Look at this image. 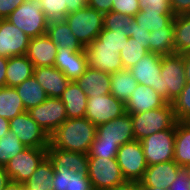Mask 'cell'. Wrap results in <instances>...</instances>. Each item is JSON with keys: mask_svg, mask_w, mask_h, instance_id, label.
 Wrapping results in <instances>:
<instances>
[{"mask_svg": "<svg viewBox=\"0 0 190 190\" xmlns=\"http://www.w3.org/2000/svg\"><path fill=\"white\" fill-rule=\"evenodd\" d=\"M173 12L139 11L131 24L130 37L149 52L160 55L175 53Z\"/></svg>", "mask_w": 190, "mask_h": 190, "instance_id": "6da1fadb", "label": "cell"}, {"mask_svg": "<svg viewBox=\"0 0 190 190\" xmlns=\"http://www.w3.org/2000/svg\"><path fill=\"white\" fill-rule=\"evenodd\" d=\"M97 127L86 117L67 119L51 135L49 147L88 154Z\"/></svg>", "mask_w": 190, "mask_h": 190, "instance_id": "7a4b0ae2", "label": "cell"}, {"mask_svg": "<svg viewBox=\"0 0 190 190\" xmlns=\"http://www.w3.org/2000/svg\"><path fill=\"white\" fill-rule=\"evenodd\" d=\"M135 140L141 141L156 132L172 128L176 123L173 106L166 105L131 115Z\"/></svg>", "mask_w": 190, "mask_h": 190, "instance_id": "3957f363", "label": "cell"}, {"mask_svg": "<svg viewBox=\"0 0 190 190\" xmlns=\"http://www.w3.org/2000/svg\"><path fill=\"white\" fill-rule=\"evenodd\" d=\"M160 75L159 94L171 103L187 83L183 54L162 55Z\"/></svg>", "mask_w": 190, "mask_h": 190, "instance_id": "277c9868", "label": "cell"}, {"mask_svg": "<svg viewBox=\"0 0 190 190\" xmlns=\"http://www.w3.org/2000/svg\"><path fill=\"white\" fill-rule=\"evenodd\" d=\"M6 20L30 38L47 34L49 20L41 9L40 0H26Z\"/></svg>", "mask_w": 190, "mask_h": 190, "instance_id": "5b68a950", "label": "cell"}, {"mask_svg": "<svg viewBox=\"0 0 190 190\" xmlns=\"http://www.w3.org/2000/svg\"><path fill=\"white\" fill-rule=\"evenodd\" d=\"M64 20L84 48L103 30V14L89 6L66 15Z\"/></svg>", "mask_w": 190, "mask_h": 190, "instance_id": "8992f818", "label": "cell"}, {"mask_svg": "<svg viewBox=\"0 0 190 190\" xmlns=\"http://www.w3.org/2000/svg\"><path fill=\"white\" fill-rule=\"evenodd\" d=\"M88 177L93 190H106L126 182L116 158H91L88 155Z\"/></svg>", "mask_w": 190, "mask_h": 190, "instance_id": "52a82bcc", "label": "cell"}, {"mask_svg": "<svg viewBox=\"0 0 190 190\" xmlns=\"http://www.w3.org/2000/svg\"><path fill=\"white\" fill-rule=\"evenodd\" d=\"M176 124L141 140L147 166L174 160Z\"/></svg>", "mask_w": 190, "mask_h": 190, "instance_id": "ba28073f", "label": "cell"}, {"mask_svg": "<svg viewBox=\"0 0 190 190\" xmlns=\"http://www.w3.org/2000/svg\"><path fill=\"white\" fill-rule=\"evenodd\" d=\"M10 131L25 147L47 149L50 135L45 132L30 116L28 111L9 120Z\"/></svg>", "mask_w": 190, "mask_h": 190, "instance_id": "9c48e42d", "label": "cell"}, {"mask_svg": "<svg viewBox=\"0 0 190 190\" xmlns=\"http://www.w3.org/2000/svg\"><path fill=\"white\" fill-rule=\"evenodd\" d=\"M117 162L126 181L139 182L147 169L141 142L133 140L119 147Z\"/></svg>", "mask_w": 190, "mask_h": 190, "instance_id": "30bf717a", "label": "cell"}, {"mask_svg": "<svg viewBox=\"0 0 190 190\" xmlns=\"http://www.w3.org/2000/svg\"><path fill=\"white\" fill-rule=\"evenodd\" d=\"M46 156L47 149L26 147L7 163L5 170L12 182L24 184Z\"/></svg>", "mask_w": 190, "mask_h": 190, "instance_id": "8fae6325", "label": "cell"}, {"mask_svg": "<svg viewBox=\"0 0 190 190\" xmlns=\"http://www.w3.org/2000/svg\"><path fill=\"white\" fill-rule=\"evenodd\" d=\"M124 113H126L125 104L111 93L91 96L87 99L85 117L96 127L120 117Z\"/></svg>", "mask_w": 190, "mask_h": 190, "instance_id": "7c38bea8", "label": "cell"}, {"mask_svg": "<svg viewBox=\"0 0 190 190\" xmlns=\"http://www.w3.org/2000/svg\"><path fill=\"white\" fill-rule=\"evenodd\" d=\"M32 119L51 135L67 119L64 103L60 98L48 97L43 103L28 110Z\"/></svg>", "mask_w": 190, "mask_h": 190, "instance_id": "4fadbf2b", "label": "cell"}, {"mask_svg": "<svg viewBox=\"0 0 190 190\" xmlns=\"http://www.w3.org/2000/svg\"><path fill=\"white\" fill-rule=\"evenodd\" d=\"M30 37L6 19H0V56L26 55Z\"/></svg>", "mask_w": 190, "mask_h": 190, "instance_id": "5bb4252c", "label": "cell"}, {"mask_svg": "<svg viewBox=\"0 0 190 190\" xmlns=\"http://www.w3.org/2000/svg\"><path fill=\"white\" fill-rule=\"evenodd\" d=\"M94 140L114 142L119 147L135 140L131 115L126 112L120 117L97 126Z\"/></svg>", "mask_w": 190, "mask_h": 190, "instance_id": "9a60e30c", "label": "cell"}, {"mask_svg": "<svg viewBox=\"0 0 190 190\" xmlns=\"http://www.w3.org/2000/svg\"><path fill=\"white\" fill-rule=\"evenodd\" d=\"M161 56L154 52H148L135 65L128 70L134 76L138 84L152 87L159 94V82L162 78Z\"/></svg>", "mask_w": 190, "mask_h": 190, "instance_id": "2e32d148", "label": "cell"}, {"mask_svg": "<svg viewBox=\"0 0 190 190\" xmlns=\"http://www.w3.org/2000/svg\"><path fill=\"white\" fill-rule=\"evenodd\" d=\"M54 66L70 80L76 81L86 71L88 59L85 51L57 48Z\"/></svg>", "mask_w": 190, "mask_h": 190, "instance_id": "e0dca14e", "label": "cell"}, {"mask_svg": "<svg viewBox=\"0 0 190 190\" xmlns=\"http://www.w3.org/2000/svg\"><path fill=\"white\" fill-rule=\"evenodd\" d=\"M167 103L168 101L154 91L152 87L138 84L125 104V111L128 114L133 115L160 108Z\"/></svg>", "mask_w": 190, "mask_h": 190, "instance_id": "ac0fdd59", "label": "cell"}, {"mask_svg": "<svg viewBox=\"0 0 190 190\" xmlns=\"http://www.w3.org/2000/svg\"><path fill=\"white\" fill-rule=\"evenodd\" d=\"M180 168L174 160L147 166L142 179L139 181L140 186L168 190Z\"/></svg>", "mask_w": 190, "mask_h": 190, "instance_id": "d6986e66", "label": "cell"}, {"mask_svg": "<svg viewBox=\"0 0 190 190\" xmlns=\"http://www.w3.org/2000/svg\"><path fill=\"white\" fill-rule=\"evenodd\" d=\"M85 52L89 67L110 74L124 69L119 50L109 47L86 46Z\"/></svg>", "mask_w": 190, "mask_h": 190, "instance_id": "ffe728a7", "label": "cell"}, {"mask_svg": "<svg viewBox=\"0 0 190 190\" xmlns=\"http://www.w3.org/2000/svg\"><path fill=\"white\" fill-rule=\"evenodd\" d=\"M33 76L42 86L46 95L51 98H60L70 80L55 66L34 68Z\"/></svg>", "mask_w": 190, "mask_h": 190, "instance_id": "44dd1931", "label": "cell"}, {"mask_svg": "<svg viewBox=\"0 0 190 190\" xmlns=\"http://www.w3.org/2000/svg\"><path fill=\"white\" fill-rule=\"evenodd\" d=\"M56 51L57 45L47 34H44L30 38L26 56L32 62L34 68L54 66Z\"/></svg>", "mask_w": 190, "mask_h": 190, "instance_id": "7402d4cb", "label": "cell"}, {"mask_svg": "<svg viewBox=\"0 0 190 190\" xmlns=\"http://www.w3.org/2000/svg\"><path fill=\"white\" fill-rule=\"evenodd\" d=\"M76 82L87 97L110 94L111 74L96 68L88 66Z\"/></svg>", "mask_w": 190, "mask_h": 190, "instance_id": "603a6c76", "label": "cell"}, {"mask_svg": "<svg viewBox=\"0 0 190 190\" xmlns=\"http://www.w3.org/2000/svg\"><path fill=\"white\" fill-rule=\"evenodd\" d=\"M47 157L53 166H62L75 173L88 174V154L48 147Z\"/></svg>", "mask_w": 190, "mask_h": 190, "instance_id": "cb8c5ba5", "label": "cell"}, {"mask_svg": "<svg viewBox=\"0 0 190 190\" xmlns=\"http://www.w3.org/2000/svg\"><path fill=\"white\" fill-rule=\"evenodd\" d=\"M53 190H93L88 174H80L62 166H53Z\"/></svg>", "mask_w": 190, "mask_h": 190, "instance_id": "d4e9b609", "label": "cell"}, {"mask_svg": "<svg viewBox=\"0 0 190 190\" xmlns=\"http://www.w3.org/2000/svg\"><path fill=\"white\" fill-rule=\"evenodd\" d=\"M87 99L76 81H70L60 100L64 103L68 119L84 118L86 114Z\"/></svg>", "mask_w": 190, "mask_h": 190, "instance_id": "484cf974", "label": "cell"}, {"mask_svg": "<svg viewBox=\"0 0 190 190\" xmlns=\"http://www.w3.org/2000/svg\"><path fill=\"white\" fill-rule=\"evenodd\" d=\"M47 35L57 45V48L63 47L74 51H85V48L76 39L64 19L49 20Z\"/></svg>", "mask_w": 190, "mask_h": 190, "instance_id": "4316f807", "label": "cell"}, {"mask_svg": "<svg viewBox=\"0 0 190 190\" xmlns=\"http://www.w3.org/2000/svg\"><path fill=\"white\" fill-rule=\"evenodd\" d=\"M34 74V65L26 55L8 58L6 87H16Z\"/></svg>", "mask_w": 190, "mask_h": 190, "instance_id": "83f0119b", "label": "cell"}, {"mask_svg": "<svg viewBox=\"0 0 190 190\" xmlns=\"http://www.w3.org/2000/svg\"><path fill=\"white\" fill-rule=\"evenodd\" d=\"M174 161L184 168L190 164V122L176 123Z\"/></svg>", "mask_w": 190, "mask_h": 190, "instance_id": "f1b7e54d", "label": "cell"}, {"mask_svg": "<svg viewBox=\"0 0 190 190\" xmlns=\"http://www.w3.org/2000/svg\"><path fill=\"white\" fill-rule=\"evenodd\" d=\"M110 93L126 104L131 94L136 89L138 82L128 69L111 73Z\"/></svg>", "mask_w": 190, "mask_h": 190, "instance_id": "f546056e", "label": "cell"}, {"mask_svg": "<svg viewBox=\"0 0 190 190\" xmlns=\"http://www.w3.org/2000/svg\"><path fill=\"white\" fill-rule=\"evenodd\" d=\"M19 94L26 111L43 103L48 96L34 76L14 87Z\"/></svg>", "mask_w": 190, "mask_h": 190, "instance_id": "4dcf8cb0", "label": "cell"}, {"mask_svg": "<svg viewBox=\"0 0 190 190\" xmlns=\"http://www.w3.org/2000/svg\"><path fill=\"white\" fill-rule=\"evenodd\" d=\"M53 175L54 168L52 162L46 156L29 179L25 181L23 188L25 190H53Z\"/></svg>", "mask_w": 190, "mask_h": 190, "instance_id": "1f68e13d", "label": "cell"}, {"mask_svg": "<svg viewBox=\"0 0 190 190\" xmlns=\"http://www.w3.org/2000/svg\"><path fill=\"white\" fill-rule=\"evenodd\" d=\"M25 111L22 100L14 87L0 88V117L10 120Z\"/></svg>", "mask_w": 190, "mask_h": 190, "instance_id": "d6a6232c", "label": "cell"}, {"mask_svg": "<svg viewBox=\"0 0 190 190\" xmlns=\"http://www.w3.org/2000/svg\"><path fill=\"white\" fill-rule=\"evenodd\" d=\"M174 46L176 54L190 52V15L174 17Z\"/></svg>", "mask_w": 190, "mask_h": 190, "instance_id": "836d02e7", "label": "cell"}, {"mask_svg": "<svg viewBox=\"0 0 190 190\" xmlns=\"http://www.w3.org/2000/svg\"><path fill=\"white\" fill-rule=\"evenodd\" d=\"M135 20L130 15H123L118 12L110 11L103 14V29L112 30L118 33L124 32L130 37L131 24Z\"/></svg>", "mask_w": 190, "mask_h": 190, "instance_id": "e575fe53", "label": "cell"}, {"mask_svg": "<svg viewBox=\"0 0 190 190\" xmlns=\"http://www.w3.org/2000/svg\"><path fill=\"white\" fill-rule=\"evenodd\" d=\"M148 52L149 51L141 44L136 42L135 39L129 37L127 40H125L123 49L119 53L123 63V68L129 69Z\"/></svg>", "mask_w": 190, "mask_h": 190, "instance_id": "d590c367", "label": "cell"}, {"mask_svg": "<svg viewBox=\"0 0 190 190\" xmlns=\"http://www.w3.org/2000/svg\"><path fill=\"white\" fill-rule=\"evenodd\" d=\"M26 147L20 142L14 133L8 131V135L0 138V166L7 163Z\"/></svg>", "mask_w": 190, "mask_h": 190, "instance_id": "8d00e7d4", "label": "cell"}, {"mask_svg": "<svg viewBox=\"0 0 190 190\" xmlns=\"http://www.w3.org/2000/svg\"><path fill=\"white\" fill-rule=\"evenodd\" d=\"M129 37L124 33L103 29L88 46L109 47L119 52L123 49L125 40Z\"/></svg>", "mask_w": 190, "mask_h": 190, "instance_id": "74e56055", "label": "cell"}, {"mask_svg": "<svg viewBox=\"0 0 190 190\" xmlns=\"http://www.w3.org/2000/svg\"><path fill=\"white\" fill-rule=\"evenodd\" d=\"M177 121L190 122V82H187L180 95L171 102Z\"/></svg>", "mask_w": 190, "mask_h": 190, "instance_id": "f35d334b", "label": "cell"}, {"mask_svg": "<svg viewBox=\"0 0 190 190\" xmlns=\"http://www.w3.org/2000/svg\"><path fill=\"white\" fill-rule=\"evenodd\" d=\"M40 2L41 9L48 20H58L66 17V0H40Z\"/></svg>", "mask_w": 190, "mask_h": 190, "instance_id": "ab89813d", "label": "cell"}, {"mask_svg": "<svg viewBox=\"0 0 190 190\" xmlns=\"http://www.w3.org/2000/svg\"><path fill=\"white\" fill-rule=\"evenodd\" d=\"M119 146L109 141H93L88 155L91 158H116Z\"/></svg>", "mask_w": 190, "mask_h": 190, "instance_id": "60d3db41", "label": "cell"}, {"mask_svg": "<svg viewBox=\"0 0 190 190\" xmlns=\"http://www.w3.org/2000/svg\"><path fill=\"white\" fill-rule=\"evenodd\" d=\"M111 11L134 17L140 11L139 1L138 0H113Z\"/></svg>", "mask_w": 190, "mask_h": 190, "instance_id": "b9f144b4", "label": "cell"}, {"mask_svg": "<svg viewBox=\"0 0 190 190\" xmlns=\"http://www.w3.org/2000/svg\"><path fill=\"white\" fill-rule=\"evenodd\" d=\"M143 12H173L170 0H138Z\"/></svg>", "mask_w": 190, "mask_h": 190, "instance_id": "7bdbcfd3", "label": "cell"}, {"mask_svg": "<svg viewBox=\"0 0 190 190\" xmlns=\"http://www.w3.org/2000/svg\"><path fill=\"white\" fill-rule=\"evenodd\" d=\"M190 176L188 170L184 167H181L178 171V174L169 186L168 190H190Z\"/></svg>", "mask_w": 190, "mask_h": 190, "instance_id": "ee69618b", "label": "cell"}, {"mask_svg": "<svg viewBox=\"0 0 190 190\" xmlns=\"http://www.w3.org/2000/svg\"><path fill=\"white\" fill-rule=\"evenodd\" d=\"M26 0H0V19H6L18 6Z\"/></svg>", "mask_w": 190, "mask_h": 190, "instance_id": "f6af8a7d", "label": "cell"}, {"mask_svg": "<svg viewBox=\"0 0 190 190\" xmlns=\"http://www.w3.org/2000/svg\"><path fill=\"white\" fill-rule=\"evenodd\" d=\"M174 16L190 14V0H170Z\"/></svg>", "mask_w": 190, "mask_h": 190, "instance_id": "bcb514c9", "label": "cell"}, {"mask_svg": "<svg viewBox=\"0 0 190 190\" xmlns=\"http://www.w3.org/2000/svg\"><path fill=\"white\" fill-rule=\"evenodd\" d=\"M113 0H87V6L96 9L102 14L109 13L112 10Z\"/></svg>", "mask_w": 190, "mask_h": 190, "instance_id": "7dc6e473", "label": "cell"}, {"mask_svg": "<svg viewBox=\"0 0 190 190\" xmlns=\"http://www.w3.org/2000/svg\"><path fill=\"white\" fill-rule=\"evenodd\" d=\"M67 15L87 6V0H66Z\"/></svg>", "mask_w": 190, "mask_h": 190, "instance_id": "c3c4849f", "label": "cell"}, {"mask_svg": "<svg viewBox=\"0 0 190 190\" xmlns=\"http://www.w3.org/2000/svg\"><path fill=\"white\" fill-rule=\"evenodd\" d=\"M106 190H141V186L139 182L126 181L121 185L114 186L113 188H109Z\"/></svg>", "mask_w": 190, "mask_h": 190, "instance_id": "681fc988", "label": "cell"}, {"mask_svg": "<svg viewBox=\"0 0 190 190\" xmlns=\"http://www.w3.org/2000/svg\"><path fill=\"white\" fill-rule=\"evenodd\" d=\"M8 58L0 56V88L6 87V67Z\"/></svg>", "mask_w": 190, "mask_h": 190, "instance_id": "f907efd6", "label": "cell"}, {"mask_svg": "<svg viewBox=\"0 0 190 190\" xmlns=\"http://www.w3.org/2000/svg\"><path fill=\"white\" fill-rule=\"evenodd\" d=\"M8 131H10L9 120L3 117H0V138L8 135Z\"/></svg>", "mask_w": 190, "mask_h": 190, "instance_id": "816d5d0a", "label": "cell"}, {"mask_svg": "<svg viewBox=\"0 0 190 190\" xmlns=\"http://www.w3.org/2000/svg\"><path fill=\"white\" fill-rule=\"evenodd\" d=\"M10 178L5 170V167L0 166V190H3L5 186L10 182Z\"/></svg>", "mask_w": 190, "mask_h": 190, "instance_id": "f5cc1de1", "label": "cell"}, {"mask_svg": "<svg viewBox=\"0 0 190 190\" xmlns=\"http://www.w3.org/2000/svg\"><path fill=\"white\" fill-rule=\"evenodd\" d=\"M183 57H184L186 82H190V52L184 53Z\"/></svg>", "mask_w": 190, "mask_h": 190, "instance_id": "db71d44e", "label": "cell"}, {"mask_svg": "<svg viewBox=\"0 0 190 190\" xmlns=\"http://www.w3.org/2000/svg\"><path fill=\"white\" fill-rule=\"evenodd\" d=\"M3 190H23V184L10 181Z\"/></svg>", "mask_w": 190, "mask_h": 190, "instance_id": "11a10c76", "label": "cell"}, {"mask_svg": "<svg viewBox=\"0 0 190 190\" xmlns=\"http://www.w3.org/2000/svg\"><path fill=\"white\" fill-rule=\"evenodd\" d=\"M141 190H165L158 187H141Z\"/></svg>", "mask_w": 190, "mask_h": 190, "instance_id": "9f6ffc18", "label": "cell"}, {"mask_svg": "<svg viewBox=\"0 0 190 190\" xmlns=\"http://www.w3.org/2000/svg\"><path fill=\"white\" fill-rule=\"evenodd\" d=\"M185 168L188 170V173H189V176H190V164Z\"/></svg>", "mask_w": 190, "mask_h": 190, "instance_id": "6f0895ef", "label": "cell"}]
</instances>
